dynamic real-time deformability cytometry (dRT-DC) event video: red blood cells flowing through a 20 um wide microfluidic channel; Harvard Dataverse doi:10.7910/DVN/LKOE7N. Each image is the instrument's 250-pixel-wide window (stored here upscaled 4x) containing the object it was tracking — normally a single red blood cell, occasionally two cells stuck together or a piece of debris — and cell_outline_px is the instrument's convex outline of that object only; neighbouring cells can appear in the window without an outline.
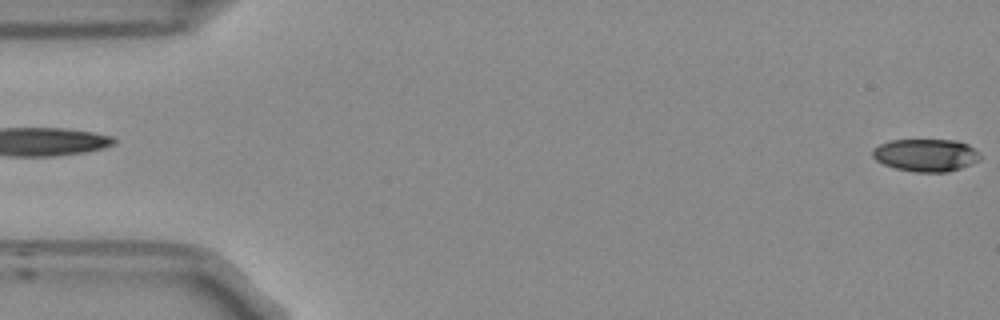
{"species": "Egyptian fruit bat (a non-hibernating species)", "species_latin": "Rousettus aegyptiacus", "temperature_condition": "room temperature", "stored_images_in_passage": 53, "camera_frame_rate_fps": 3000, "um_per_image_px": 0.085, "frame": {"image": 1, "passage_image": 1, "time_ms": 0.0, "image_size_px": [1000, 320], "cell_outline_px": [[980, 160], [972, 164], [948, 172], [916, 172], [896, 168], [884, 164], [876, 160], [872, 156], [872, 148], [880, 144], [892, 140], [956, 140], [968, 144], [980, 156]], "centroid_in_image_um": [78.68, 13.19], "position_along_channel_um": 6.3, "area_um2": 20.35}}
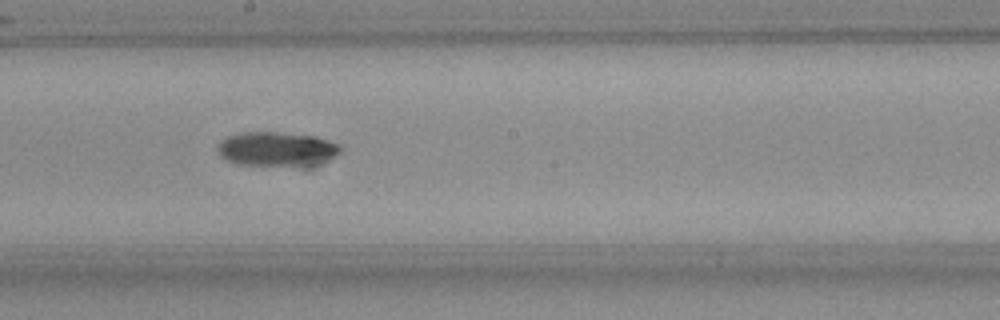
{"frame": {"image": 2, "passage_image": 29, "time_ms": 9.333, "image_size_px": [1000, 320], "cell_outline_px": [[344, 148], [336, 156], [328, 160], [316, 164], [236, 164], [220, 156], [220, 144], [228, 136], [240, 132], [276, 132], [316, 136], [340, 144]], "centroid_in_image_um": [23.59, 12.64], "position_along_channel_um": 224.6, "area_um2": 23.99}}
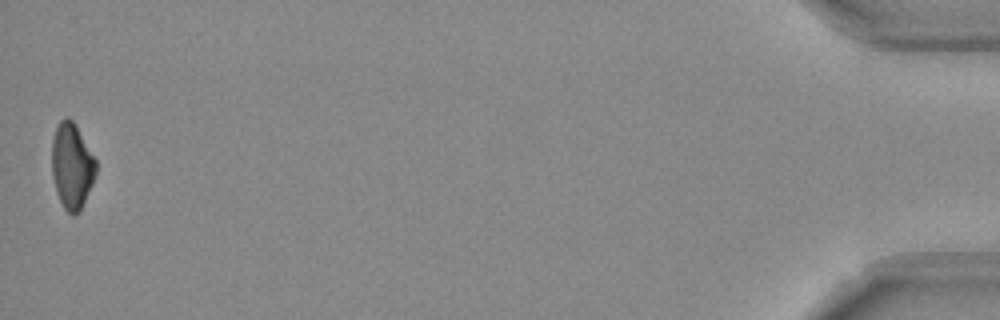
{"frame": {"image": 3, "passage_image": 53, "time_ms": 17.333, "image_size_px": [1000, 320], "cell_outline_px": [[96, 172], [92, 184], [80, 212], [76, 216], [72, 216], [64, 208], [56, 192], [52, 176], [52, 140], [56, 128], [60, 120], [64, 116], [68, 116], [76, 124], [96, 160]], "centroid_in_image_um": [6.11, 14.1], "position_along_channel_um": 429.1, "area_um2": 22.2}, "authors_computed_cell_mechanics": {"area_um2": 22.831, "velocity_mm_per_s": 3.8138, "shape_relaxation_time_tau1_ms": 6.2615, "shape_relaxation_time_tau2_ms": null, "deformation_change_tau1": 0.158, "deformation_change_tau2": null}}